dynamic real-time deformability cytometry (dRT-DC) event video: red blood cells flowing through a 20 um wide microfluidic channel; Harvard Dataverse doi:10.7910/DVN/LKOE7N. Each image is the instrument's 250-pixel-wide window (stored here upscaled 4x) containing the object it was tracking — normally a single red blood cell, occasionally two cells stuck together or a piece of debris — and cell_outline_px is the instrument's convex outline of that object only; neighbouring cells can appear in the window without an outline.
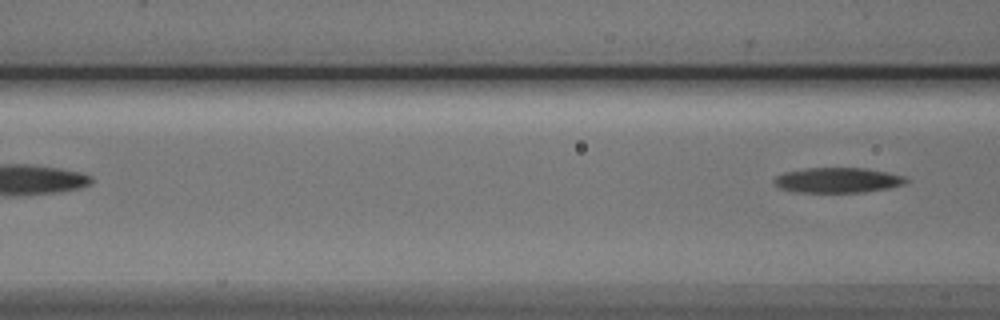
{"species": "Egyptian fruit bat (a non-hibernating species)", "species_latin": "Rousettus aegyptiacus", "temperature_condition": "cold", "stored_images_in_passage": 4, "camera_frame_rate_fps": 3000, "um_per_image_px": 0.085, "animal": {"sex": "male"}, "frame": {"image": 1, "passage_image": 4, "time_ms": 3.667, "image_size_px": [1000, 320], "cell_outline_px": [[908, 180], [904, 184], [888, 188], [864, 192], [796, 192], [780, 188], [772, 180], [776, 176], [784, 172], [804, 168], [868, 168], [888, 172], [904, 176]], "centroid_in_image_um": [71.2, 15.31], "position_along_channel_um": 95.4, "area_um2": 19.36}}